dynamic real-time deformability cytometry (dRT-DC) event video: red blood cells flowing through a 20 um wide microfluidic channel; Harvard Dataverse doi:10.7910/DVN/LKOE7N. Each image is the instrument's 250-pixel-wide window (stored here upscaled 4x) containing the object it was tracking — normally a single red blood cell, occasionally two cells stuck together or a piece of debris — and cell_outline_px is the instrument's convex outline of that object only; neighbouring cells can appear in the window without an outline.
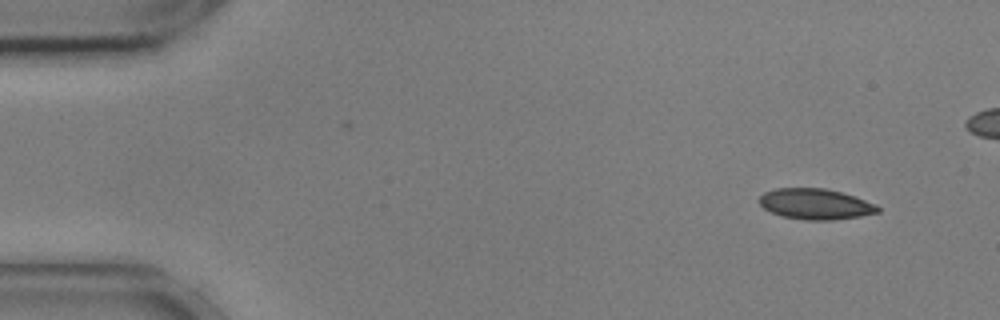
{"species": "common noctule bat (a hibernating species)", "species_latin": "Nyctalus noctula", "temperature_condition": "cold", "stored_images_in_passage": 10, "camera_frame_rate_fps": 3000, "um_per_image_px": 0.085, "animal": {"sex": "male", "body_mass_g": 17.9, "forearm_length_mm": 54.2}, "frame": {"image": 1, "passage_image": 1, "time_ms": 0.0, "image_size_px": [1000, 320], "cell_outline_px": [[880, 212], [860, 216], [832, 220], [804, 220], [784, 216], [772, 212], [764, 208], [760, 204], [760, 196], [764, 192], [776, 188], [824, 188], [856, 196], [876, 204], [880, 208]], "centroid_in_image_um": [69.34, 17.34], "position_along_channel_um": 15.7, "area_um2": 21.15}}